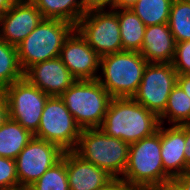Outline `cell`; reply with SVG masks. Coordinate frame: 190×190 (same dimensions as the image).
Segmentation results:
<instances>
[{
  "instance_id": "1",
  "label": "cell",
  "mask_w": 190,
  "mask_h": 190,
  "mask_svg": "<svg viewBox=\"0 0 190 190\" xmlns=\"http://www.w3.org/2000/svg\"><path fill=\"white\" fill-rule=\"evenodd\" d=\"M159 118L133 98H112L100 129L111 137L132 144L152 136Z\"/></svg>"
},
{
  "instance_id": "2",
  "label": "cell",
  "mask_w": 190,
  "mask_h": 190,
  "mask_svg": "<svg viewBox=\"0 0 190 190\" xmlns=\"http://www.w3.org/2000/svg\"><path fill=\"white\" fill-rule=\"evenodd\" d=\"M119 180L135 190H151L173 181L162 164L160 125L152 136L130 144L128 163Z\"/></svg>"
},
{
  "instance_id": "3",
  "label": "cell",
  "mask_w": 190,
  "mask_h": 190,
  "mask_svg": "<svg viewBox=\"0 0 190 190\" xmlns=\"http://www.w3.org/2000/svg\"><path fill=\"white\" fill-rule=\"evenodd\" d=\"M147 60L135 51L100 57L97 81L112 98H133L141 83Z\"/></svg>"
},
{
  "instance_id": "4",
  "label": "cell",
  "mask_w": 190,
  "mask_h": 190,
  "mask_svg": "<svg viewBox=\"0 0 190 190\" xmlns=\"http://www.w3.org/2000/svg\"><path fill=\"white\" fill-rule=\"evenodd\" d=\"M129 149L130 144L106 135L100 128H94L81 131L73 151L119 180L128 163Z\"/></svg>"
},
{
  "instance_id": "5",
  "label": "cell",
  "mask_w": 190,
  "mask_h": 190,
  "mask_svg": "<svg viewBox=\"0 0 190 190\" xmlns=\"http://www.w3.org/2000/svg\"><path fill=\"white\" fill-rule=\"evenodd\" d=\"M74 29L75 26L66 21L42 19L37 27L16 46L23 72L36 63L58 57L66 38Z\"/></svg>"
},
{
  "instance_id": "6",
  "label": "cell",
  "mask_w": 190,
  "mask_h": 190,
  "mask_svg": "<svg viewBox=\"0 0 190 190\" xmlns=\"http://www.w3.org/2000/svg\"><path fill=\"white\" fill-rule=\"evenodd\" d=\"M60 97L82 130L100 128L112 99L97 79L76 80Z\"/></svg>"
},
{
  "instance_id": "7",
  "label": "cell",
  "mask_w": 190,
  "mask_h": 190,
  "mask_svg": "<svg viewBox=\"0 0 190 190\" xmlns=\"http://www.w3.org/2000/svg\"><path fill=\"white\" fill-rule=\"evenodd\" d=\"M82 129L60 96H49L34 137L57 145L64 152L73 151Z\"/></svg>"
},
{
  "instance_id": "8",
  "label": "cell",
  "mask_w": 190,
  "mask_h": 190,
  "mask_svg": "<svg viewBox=\"0 0 190 190\" xmlns=\"http://www.w3.org/2000/svg\"><path fill=\"white\" fill-rule=\"evenodd\" d=\"M75 28L100 57L123 51L118 16L113 10L86 12Z\"/></svg>"
},
{
  "instance_id": "9",
  "label": "cell",
  "mask_w": 190,
  "mask_h": 190,
  "mask_svg": "<svg viewBox=\"0 0 190 190\" xmlns=\"http://www.w3.org/2000/svg\"><path fill=\"white\" fill-rule=\"evenodd\" d=\"M3 90L7 98L9 117L34 135L49 95L24 77Z\"/></svg>"
},
{
  "instance_id": "10",
  "label": "cell",
  "mask_w": 190,
  "mask_h": 190,
  "mask_svg": "<svg viewBox=\"0 0 190 190\" xmlns=\"http://www.w3.org/2000/svg\"><path fill=\"white\" fill-rule=\"evenodd\" d=\"M177 75L172 63H148L133 99L159 118L177 84Z\"/></svg>"
},
{
  "instance_id": "11",
  "label": "cell",
  "mask_w": 190,
  "mask_h": 190,
  "mask_svg": "<svg viewBox=\"0 0 190 190\" xmlns=\"http://www.w3.org/2000/svg\"><path fill=\"white\" fill-rule=\"evenodd\" d=\"M63 153L57 145L33 137L15 158L20 189L35 183L61 159Z\"/></svg>"
},
{
  "instance_id": "12",
  "label": "cell",
  "mask_w": 190,
  "mask_h": 190,
  "mask_svg": "<svg viewBox=\"0 0 190 190\" xmlns=\"http://www.w3.org/2000/svg\"><path fill=\"white\" fill-rule=\"evenodd\" d=\"M59 58L76 80L97 79L100 56L88 45L76 28L66 38Z\"/></svg>"
},
{
  "instance_id": "13",
  "label": "cell",
  "mask_w": 190,
  "mask_h": 190,
  "mask_svg": "<svg viewBox=\"0 0 190 190\" xmlns=\"http://www.w3.org/2000/svg\"><path fill=\"white\" fill-rule=\"evenodd\" d=\"M42 19L41 12L31 0H17L0 16V38L16 47Z\"/></svg>"
},
{
  "instance_id": "14",
  "label": "cell",
  "mask_w": 190,
  "mask_h": 190,
  "mask_svg": "<svg viewBox=\"0 0 190 190\" xmlns=\"http://www.w3.org/2000/svg\"><path fill=\"white\" fill-rule=\"evenodd\" d=\"M24 78L49 96H61L76 81L59 56L32 65Z\"/></svg>"
},
{
  "instance_id": "15",
  "label": "cell",
  "mask_w": 190,
  "mask_h": 190,
  "mask_svg": "<svg viewBox=\"0 0 190 190\" xmlns=\"http://www.w3.org/2000/svg\"><path fill=\"white\" fill-rule=\"evenodd\" d=\"M65 165L70 190H103L116 180L106 170L83 160L74 151L65 152Z\"/></svg>"
},
{
  "instance_id": "16",
  "label": "cell",
  "mask_w": 190,
  "mask_h": 190,
  "mask_svg": "<svg viewBox=\"0 0 190 190\" xmlns=\"http://www.w3.org/2000/svg\"><path fill=\"white\" fill-rule=\"evenodd\" d=\"M161 156L164 171L172 178L190 171L185 162V124L160 123Z\"/></svg>"
},
{
  "instance_id": "17",
  "label": "cell",
  "mask_w": 190,
  "mask_h": 190,
  "mask_svg": "<svg viewBox=\"0 0 190 190\" xmlns=\"http://www.w3.org/2000/svg\"><path fill=\"white\" fill-rule=\"evenodd\" d=\"M176 41L167 23L146 26L140 54L148 63H172Z\"/></svg>"
},
{
  "instance_id": "18",
  "label": "cell",
  "mask_w": 190,
  "mask_h": 190,
  "mask_svg": "<svg viewBox=\"0 0 190 190\" xmlns=\"http://www.w3.org/2000/svg\"><path fill=\"white\" fill-rule=\"evenodd\" d=\"M118 16L123 51L140 52L146 26L131 8H114Z\"/></svg>"
},
{
  "instance_id": "19",
  "label": "cell",
  "mask_w": 190,
  "mask_h": 190,
  "mask_svg": "<svg viewBox=\"0 0 190 190\" xmlns=\"http://www.w3.org/2000/svg\"><path fill=\"white\" fill-rule=\"evenodd\" d=\"M41 12L43 19L69 22L75 27L86 13L83 0H31Z\"/></svg>"
},
{
  "instance_id": "20",
  "label": "cell",
  "mask_w": 190,
  "mask_h": 190,
  "mask_svg": "<svg viewBox=\"0 0 190 190\" xmlns=\"http://www.w3.org/2000/svg\"><path fill=\"white\" fill-rule=\"evenodd\" d=\"M34 135L10 117L0 127V157L15 160Z\"/></svg>"
},
{
  "instance_id": "21",
  "label": "cell",
  "mask_w": 190,
  "mask_h": 190,
  "mask_svg": "<svg viewBox=\"0 0 190 190\" xmlns=\"http://www.w3.org/2000/svg\"><path fill=\"white\" fill-rule=\"evenodd\" d=\"M167 125H181L190 123V98L176 84L170 93L167 105L163 114L159 117V122Z\"/></svg>"
},
{
  "instance_id": "22",
  "label": "cell",
  "mask_w": 190,
  "mask_h": 190,
  "mask_svg": "<svg viewBox=\"0 0 190 190\" xmlns=\"http://www.w3.org/2000/svg\"><path fill=\"white\" fill-rule=\"evenodd\" d=\"M173 0H137L130 8L145 26L168 23Z\"/></svg>"
},
{
  "instance_id": "23",
  "label": "cell",
  "mask_w": 190,
  "mask_h": 190,
  "mask_svg": "<svg viewBox=\"0 0 190 190\" xmlns=\"http://www.w3.org/2000/svg\"><path fill=\"white\" fill-rule=\"evenodd\" d=\"M24 77L20 67L17 48L0 38V89Z\"/></svg>"
},
{
  "instance_id": "24",
  "label": "cell",
  "mask_w": 190,
  "mask_h": 190,
  "mask_svg": "<svg viewBox=\"0 0 190 190\" xmlns=\"http://www.w3.org/2000/svg\"><path fill=\"white\" fill-rule=\"evenodd\" d=\"M167 24L176 42L190 40V0H173Z\"/></svg>"
},
{
  "instance_id": "25",
  "label": "cell",
  "mask_w": 190,
  "mask_h": 190,
  "mask_svg": "<svg viewBox=\"0 0 190 190\" xmlns=\"http://www.w3.org/2000/svg\"><path fill=\"white\" fill-rule=\"evenodd\" d=\"M28 190H70L65 165V152Z\"/></svg>"
},
{
  "instance_id": "26",
  "label": "cell",
  "mask_w": 190,
  "mask_h": 190,
  "mask_svg": "<svg viewBox=\"0 0 190 190\" xmlns=\"http://www.w3.org/2000/svg\"><path fill=\"white\" fill-rule=\"evenodd\" d=\"M20 189L15 160L0 157V190Z\"/></svg>"
},
{
  "instance_id": "27",
  "label": "cell",
  "mask_w": 190,
  "mask_h": 190,
  "mask_svg": "<svg viewBox=\"0 0 190 190\" xmlns=\"http://www.w3.org/2000/svg\"><path fill=\"white\" fill-rule=\"evenodd\" d=\"M172 66L177 71V74H190V40L176 42Z\"/></svg>"
},
{
  "instance_id": "28",
  "label": "cell",
  "mask_w": 190,
  "mask_h": 190,
  "mask_svg": "<svg viewBox=\"0 0 190 190\" xmlns=\"http://www.w3.org/2000/svg\"><path fill=\"white\" fill-rule=\"evenodd\" d=\"M83 6L86 12L92 10H113L114 0H83Z\"/></svg>"
},
{
  "instance_id": "29",
  "label": "cell",
  "mask_w": 190,
  "mask_h": 190,
  "mask_svg": "<svg viewBox=\"0 0 190 190\" xmlns=\"http://www.w3.org/2000/svg\"><path fill=\"white\" fill-rule=\"evenodd\" d=\"M9 118L8 104L6 94L3 89H0V127Z\"/></svg>"
},
{
  "instance_id": "30",
  "label": "cell",
  "mask_w": 190,
  "mask_h": 190,
  "mask_svg": "<svg viewBox=\"0 0 190 190\" xmlns=\"http://www.w3.org/2000/svg\"><path fill=\"white\" fill-rule=\"evenodd\" d=\"M179 190H190V171L175 177L172 181Z\"/></svg>"
},
{
  "instance_id": "31",
  "label": "cell",
  "mask_w": 190,
  "mask_h": 190,
  "mask_svg": "<svg viewBox=\"0 0 190 190\" xmlns=\"http://www.w3.org/2000/svg\"><path fill=\"white\" fill-rule=\"evenodd\" d=\"M177 84L182 88L186 95L190 98V74L177 75Z\"/></svg>"
},
{
  "instance_id": "32",
  "label": "cell",
  "mask_w": 190,
  "mask_h": 190,
  "mask_svg": "<svg viewBox=\"0 0 190 190\" xmlns=\"http://www.w3.org/2000/svg\"><path fill=\"white\" fill-rule=\"evenodd\" d=\"M185 162L190 168V123L185 124Z\"/></svg>"
},
{
  "instance_id": "33",
  "label": "cell",
  "mask_w": 190,
  "mask_h": 190,
  "mask_svg": "<svg viewBox=\"0 0 190 190\" xmlns=\"http://www.w3.org/2000/svg\"><path fill=\"white\" fill-rule=\"evenodd\" d=\"M103 190H135V189L129 188L120 180H115L110 186H108L107 188Z\"/></svg>"
},
{
  "instance_id": "34",
  "label": "cell",
  "mask_w": 190,
  "mask_h": 190,
  "mask_svg": "<svg viewBox=\"0 0 190 190\" xmlns=\"http://www.w3.org/2000/svg\"><path fill=\"white\" fill-rule=\"evenodd\" d=\"M137 0H114V8H130Z\"/></svg>"
},
{
  "instance_id": "35",
  "label": "cell",
  "mask_w": 190,
  "mask_h": 190,
  "mask_svg": "<svg viewBox=\"0 0 190 190\" xmlns=\"http://www.w3.org/2000/svg\"><path fill=\"white\" fill-rule=\"evenodd\" d=\"M17 0H0V16L4 14Z\"/></svg>"
},
{
  "instance_id": "36",
  "label": "cell",
  "mask_w": 190,
  "mask_h": 190,
  "mask_svg": "<svg viewBox=\"0 0 190 190\" xmlns=\"http://www.w3.org/2000/svg\"><path fill=\"white\" fill-rule=\"evenodd\" d=\"M151 190H179V188L173 182H171L162 186L152 188Z\"/></svg>"
},
{
  "instance_id": "37",
  "label": "cell",
  "mask_w": 190,
  "mask_h": 190,
  "mask_svg": "<svg viewBox=\"0 0 190 190\" xmlns=\"http://www.w3.org/2000/svg\"><path fill=\"white\" fill-rule=\"evenodd\" d=\"M17 190H28V188H21V189H17Z\"/></svg>"
}]
</instances>
